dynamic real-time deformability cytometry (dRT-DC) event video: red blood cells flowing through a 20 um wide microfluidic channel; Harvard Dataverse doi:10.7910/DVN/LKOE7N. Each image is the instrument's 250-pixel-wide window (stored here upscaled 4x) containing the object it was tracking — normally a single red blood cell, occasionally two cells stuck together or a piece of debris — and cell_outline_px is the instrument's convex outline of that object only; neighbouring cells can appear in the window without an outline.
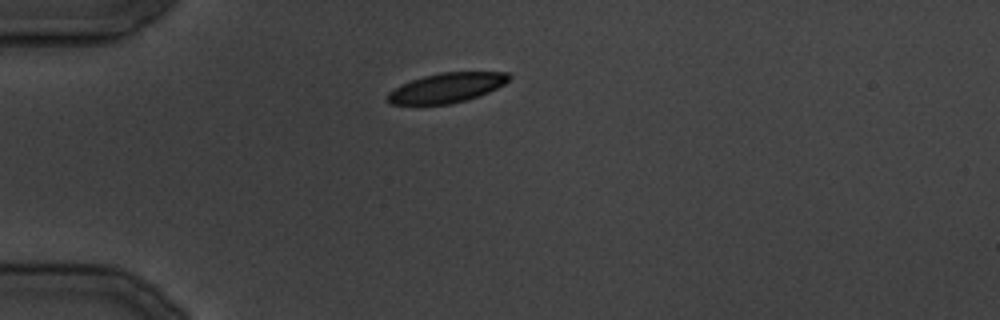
{"species": "common noctule bat (a hibernating species)", "species_latin": "Nyctalus noctula", "temperature_condition": "cold", "stored_images_in_passage": 26, "camera_frame_rate_fps": 3000, "um_per_image_px": 0.085, "animal": {"sex": "male", "body_mass_g": 19.5, "forearm_length_mm": 54.6}, "frame": {"image": 1, "passage_image": 1, "time_ms": 0.0, "image_size_px": [1000, 320], "cell_outline_px": [[512, 76], [504, 84], [488, 92], [464, 100], [448, 104], [392, 104], [384, 100], [388, 92], [412, 80], [424, 76], [440, 72], [508, 72]], "centroid_in_image_um": [37.96, 7.45], "position_along_channel_um": 47.0, "area_um2": 20.69}}
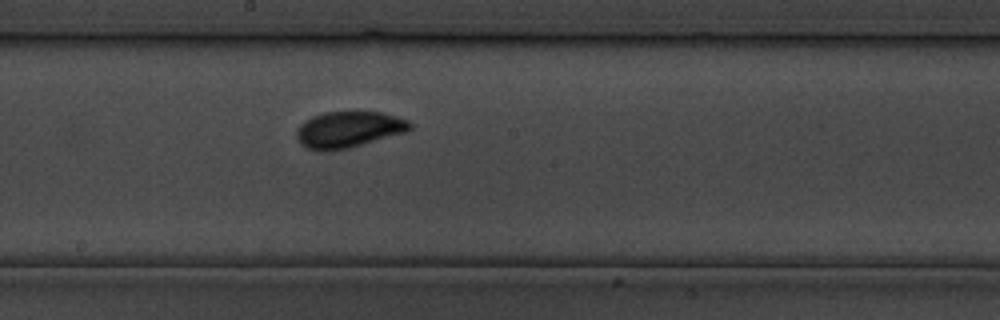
{"frame": {"image": 2, "passage_image": 11, "time_ms": 12.333, "image_size_px": [1000, 320], "cell_outline_px": [[412, 128], [408, 132], [348, 148], [324, 152], [320, 152], [308, 148], [300, 144], [296, 136], [296, 128], [304, 120], [312, 116], [324, 112], [380, 112], [396, 116], [408, 120], [412, 124]], "centroid_in_image_um": [29.61, 11.02], "position_along_channel_um": 218.6, "area_um2": 24.22}}
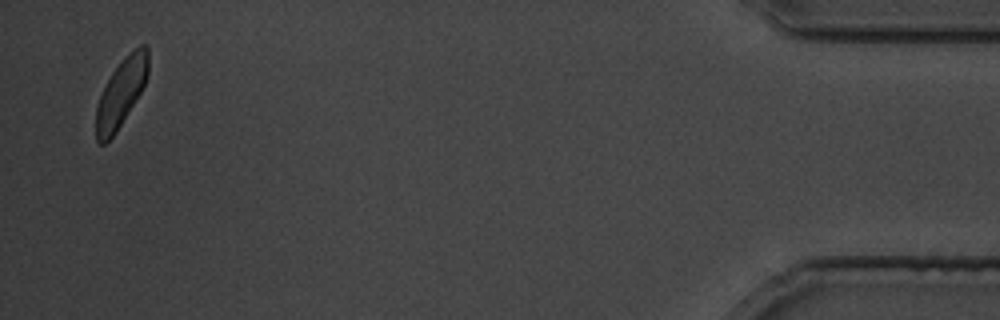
{"frame": {"image": 3, "passage_image": 26, "time_ms": 30.333, "image_size_px": [1000, 320], "cell_outline_px": [[148, 76], [140, 92], [116, 132], [104, 144], [100, 144], [96, 140], [96, 108], [100, 96], [112, 72], [140, 44], [144, 44], [148, 48]], "centroid_in_image_um": [10.29, 7.91], "position_along_channel_um": 424.9, "area_um2": 19.94}}